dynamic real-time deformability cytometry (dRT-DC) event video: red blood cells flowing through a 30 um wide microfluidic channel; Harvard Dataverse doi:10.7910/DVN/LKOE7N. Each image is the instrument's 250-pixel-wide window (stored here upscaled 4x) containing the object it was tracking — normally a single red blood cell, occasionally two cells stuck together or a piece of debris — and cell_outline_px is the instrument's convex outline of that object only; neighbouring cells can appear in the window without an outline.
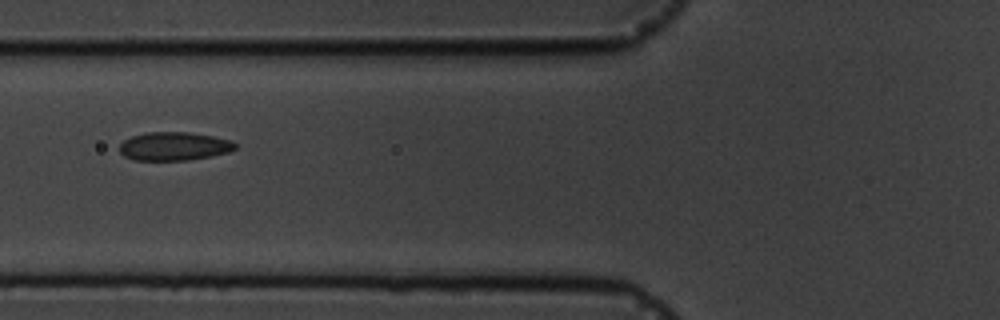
{"species": "common noctule bat (a hibernating species)", "species_latin": "Nyctalus noctula", "temperature_condition": "cold", "stored_images_in_passage": 17, "camera_frame_rate_fps": 3000, "um_per_image_px": 0.085, "animal": {"sex": "male", "body_mass_g": 19.5, "forearm_length_mm": 54.6}, "frame": {"image": 1, "passage_image": 7, "time_ms": 7.0, "image_size_px": [1000, 320], "cell_outline_px": [[236, 148], [228, 152], [188, 160], [136, 160], [124, 156], [120, 152], [120, 144], [124, 140], [132, 136], [148, 132], [188, 132], [212, 136], [232, 140], [236, 144]], "centroid_in_image_um": [14.79, 12.42], "position_along_channel_um": 111.0, "area_um2": 19.02}}
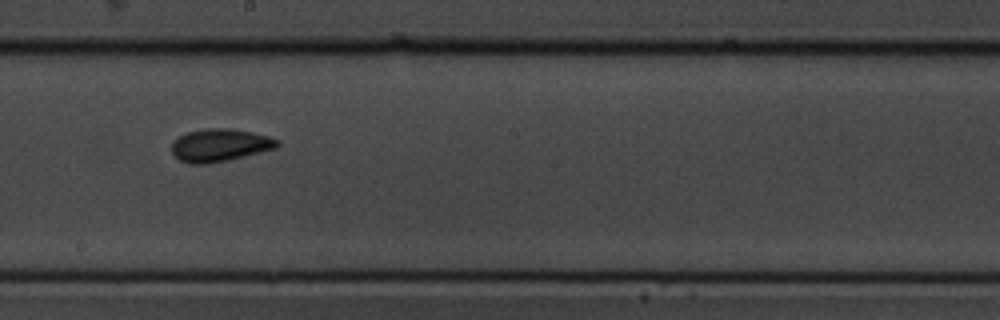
{"frame": {"image": 2, "passage_image": 10, "time_ms": 10.333, "image_size_px": [1000, 320], "cell_outline_px": [[280, 144], [276, 148], [228, 160], [204, 164], [192, 164], [180, 160], [172, 152], [172, 144], [180, 136], [188, 132], [204, 128], [232, 128], [252, 132], [268, 136], [280, 140]], "centroid_in_image_um": [18.72, 12.33], "position_along_channel_um": 229.5, "area_um2": 20.0}}
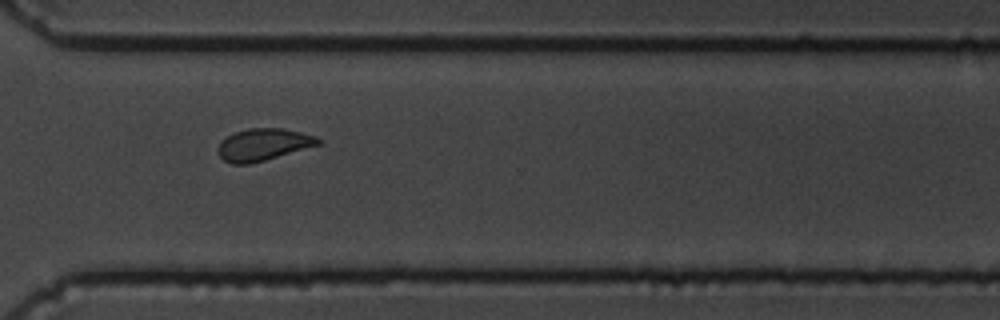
{"frame": {"image": 3, "passage_image": 13, "time_ms": 13.667, "image_size_px": [1000, 320], "cell_outline_px": [[320, 144], [264, 160], [248, 164], [232, 164], [224, 160], [220, 156], [216, 148], [220, 140], [236, 132], [248, 128], [284, 128], [316, 136], [320, 140]], "centroid_in_image_um": [22.34, 12.28], "position_along_channel_um": 348.3, "area_um2": 18.55}, "authors_computed_cell_mechanics": {"area_um2": 18.4382, "velocity_mm_per_s": 3.5513, "shape_relaxation_time_tau1_ms": null, "shape_relaxation_time_tau2_ms": 1.1643, "deformation_change_tau1": null, "deformation_change_tau2": 0.0574}}